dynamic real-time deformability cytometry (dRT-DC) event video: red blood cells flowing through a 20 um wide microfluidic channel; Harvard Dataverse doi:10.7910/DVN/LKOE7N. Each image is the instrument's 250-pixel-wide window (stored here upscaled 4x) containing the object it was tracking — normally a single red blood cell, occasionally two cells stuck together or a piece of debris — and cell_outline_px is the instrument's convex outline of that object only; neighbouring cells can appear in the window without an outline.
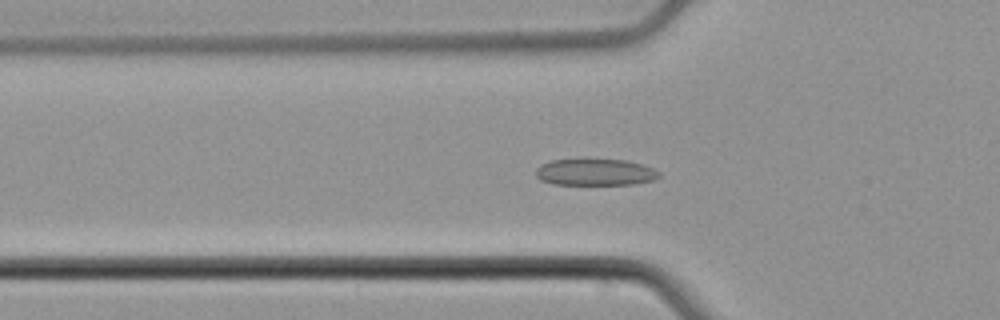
{"species": "common noctule bat (a hibernating species)", "species_latin": "Nyctalus noctula", "temperature_condition": "cold", "stored_images_in_passage": 41, "camera_frame_rate_fps": 3000, "um_per_image_px": 0.085, "animal": {"sex": "male", "body_mass_g": 21.5, "forearm_length_mm": 52.0}, "frame": {"image": 1, "passage_image": 10, "time_ms": 3.0, "image_size_px": [1000, 320], "cell_outline_px": [[660, 176], [652, 180], [636, 184], [552, 184], [540, 180], [536, 176], [536, 168], [540, 164], [552, 160], [628, 160], [652, 168], [660, 172]], "centroid_in_image_um": [50.57, 14.64], "position_along_channel_um": 75.2, "area_um2": 18.96}}
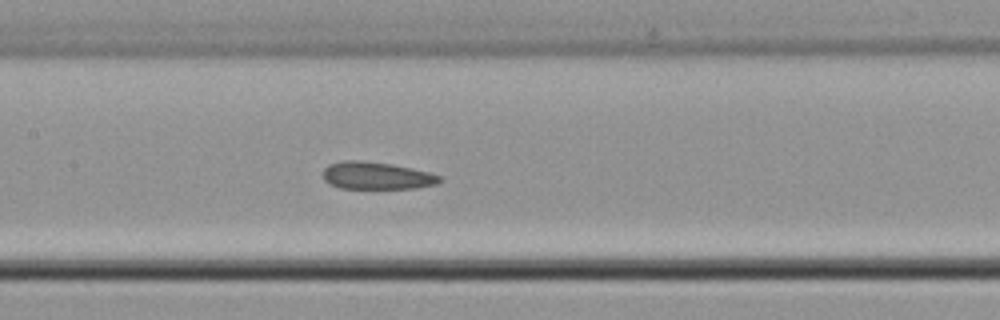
{"frame": {"image": 2, "passage_image": 18, "time_ms": 5.667, "image_size_px": [1000, 320], "cell_outline_px": [[444, 180], [436, 184], [416, 188], [340, 188], [328, 184], [324, 180], [324, 168], [328, 164], [344, 160], [360, 160], [392, 164], [428, 172], [440, 176]], "centroid_in_image_um": [31.99, 14.93], "position_along_channel_um": 175.4, "area_um2": 18.61}}
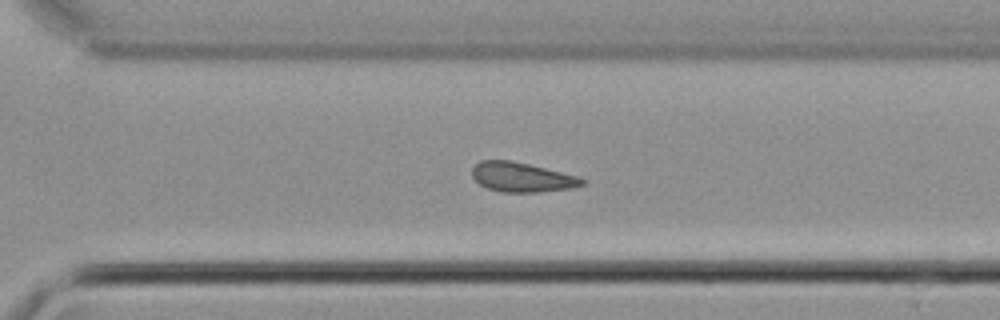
{"frame": {"image": 3, "passage_image": 30, "time_ms": 9.667, "image_size_px": [1000, 320], "cell_outline_px": [[588, 180], [584, 184], [572, 188], [536, 192], [500, 192], [488, 188], [480, 184], [472, 176], [472, 168], [480, 160], [512, 160], [580, 176]], "centroid_in_image_um": [44.39, 15.05], "position_along_channel_um": 326.2, "area_um2": 19.07}, "authors_computed_cell_mechanics": {"area_um2": 19.1896, "velocity_mm_per_s": 3.7766, "shape_relaxation_time_tau1_ms": 7.0147, "shape_relaxation_time_tau2_ms": 1.6008, "deformation_change_tau1": 0.0953, "deformation_change_tau2": 0.0884}}